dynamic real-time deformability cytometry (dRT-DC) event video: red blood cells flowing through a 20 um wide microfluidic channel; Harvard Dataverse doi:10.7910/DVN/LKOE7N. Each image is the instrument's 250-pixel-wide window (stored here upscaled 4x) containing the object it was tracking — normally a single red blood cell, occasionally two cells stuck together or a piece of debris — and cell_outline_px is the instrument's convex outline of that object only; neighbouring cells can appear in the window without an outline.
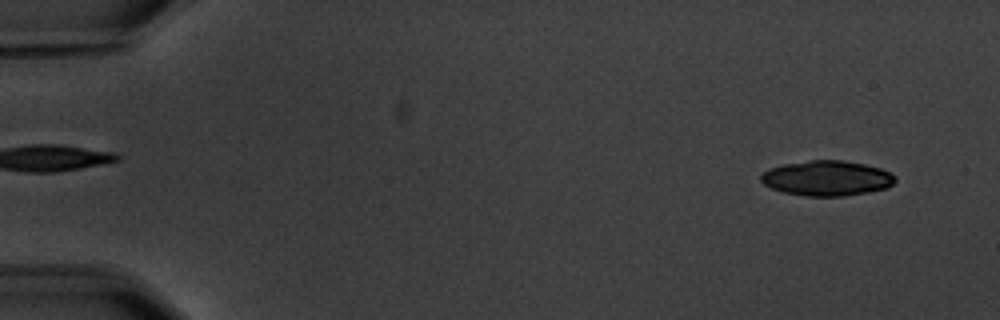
{"species": "common noctule bat (a hibernating species)", "species_latin": "Nyctalus noctula", "temperature_condition": "warm", "stored_images_in_passage": 5, "camera_frame_rate_fps": 3000, "um_per_image_px": 0.085, "animal": {"sex": "male", "body_mass_g": 20.1, "forearm_length_mm": 53.5}, "frame": {"image": 1, "passage_image": 2, "time_ms": 1.0, "image_size_px": [1000, 320], "cell_outline_px": [[896, 180], [888, 188], [868, 192], [844, 196], [808, 196], [784, 192], [772, 188], [764, 184], [760, 180], [760, 176], [768, 168], [784, 164], [808, 160], [844, 160], [864, 164], [880, 168], [896, 176]], "centroid_in_image_um": [70.29, 15.14], "position_along_channel_um": 14.7, "area_um2": 27.51}}
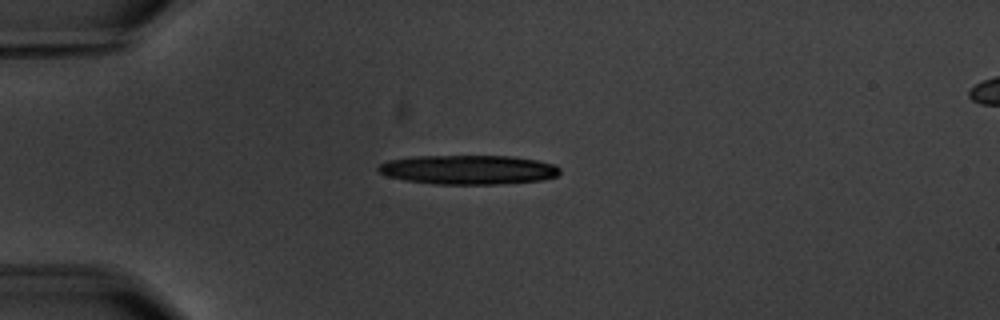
{"frame": {"image": 2, "passage_image": 5, "time_ms": 4.667, "image_size_px": [1000, 320], "cell_outline_px": [[560, 172], [556, 176], [544, 180], [496, 184], [436, 184], [404, 180], [388, 176], [380, 172], [376, 168], [380, 164], [388, 160], [416, 156], [512, 156], [536, 160], [556, 164], [560, 168]], "centroid_in_image_um": [39.83, 14.42], "position_along_channel_um": 45.2, "area_um2": 31.04}}